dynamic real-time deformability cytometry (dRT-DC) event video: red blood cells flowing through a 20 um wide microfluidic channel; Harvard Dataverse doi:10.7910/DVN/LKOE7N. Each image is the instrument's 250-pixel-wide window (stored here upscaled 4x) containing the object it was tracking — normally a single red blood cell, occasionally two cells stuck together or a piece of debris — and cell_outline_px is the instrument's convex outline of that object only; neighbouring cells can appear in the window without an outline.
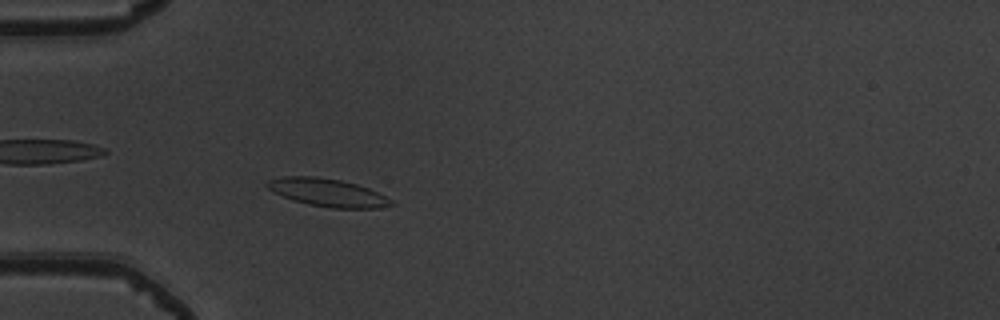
{"species": "common noctule bat (a hibernating species)", "species_latin": "Nyctalus noctula", "temperature_condition": "warm", "stored_images_in_passage": 49, "camera_frame_rate_fps": 3000, "um_per_image_px": 0.085, "animal": {"sex": "male", "body_mass_g": 19.5, "forearm_length_mm": 54.6}, "frame": {"image": 1, "passage_image": 13, "time_ms": 4.0, "image_size_px": [1000, 320], "cell_outline_px": [[396, 204], [380, 208], [332, 208], [308, 204], [292, 200], [268, 188], [264, 184], [268, 180], [284, 176], [316, 176], [340, 180], [356, 184], [368, 188], [392, 200]], "centroid_in_image_um": [27.85, 16.37], "position_along_channel_um": 57.2, "area_um2": 20.0}}
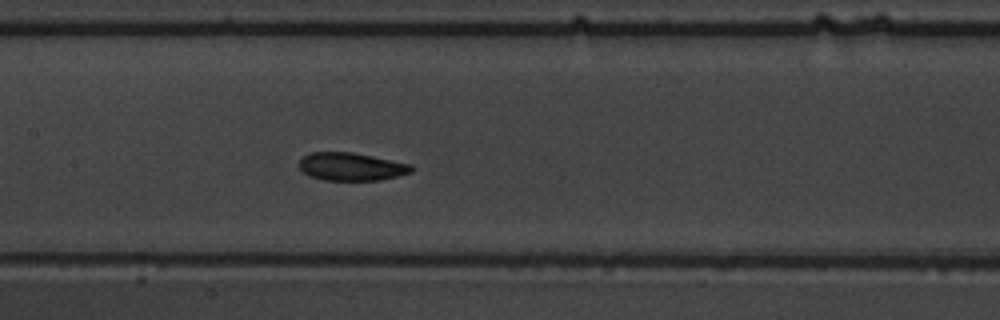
{"frame": {"image": 2, "passage_image": 23, "time_ms": 7.333, "image_size_px": [1000, 320], "cell_outline_px": [[412, 172], [380, 180], [324, 180], [308, 176], [300, 168], [300, 160], [304, 156], [312, 152], [352, 152], [412, 164]], "centroid_in_image_um": [29.86, 14.16], "position_along_channel_um": 177.5, "area_um2": 18.15}}
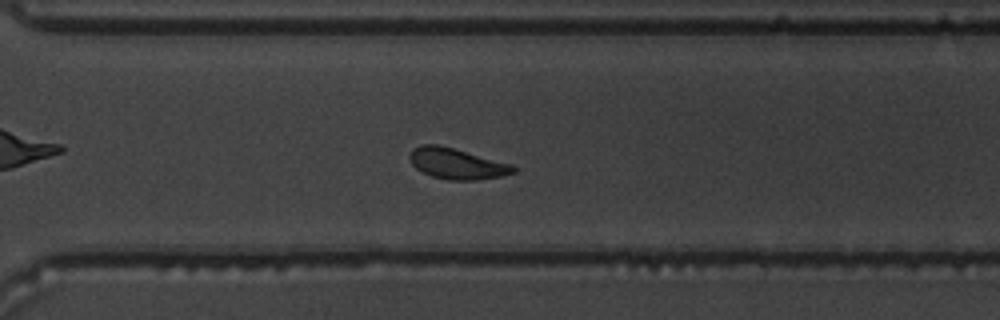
{"frame": {"image": 3, "passage_image": 35, "time_ms": 11.333, "image_size_px": [1000, 320], "cell_outline_px": [[516, 172], [504, 176], [476, 180], [448, 180], [432, 176], [416, 168], [412, 164], [408, 156], [412, 148], [420, 144], [436, 144], [452, 148], [512, 164], [516, 168]], "centroid_in_image_um": [38.82, 13.91], "position_along_channel_um": 331.8, "area_um2": 18.61}, "authors_computed_cell_mechanics": {"area_um2": 18.6116, "velocity_mm_per_s": 3.8692, "shape_relaxation_time_tau1_ms": 4.7958, "shape_relaxation_time_tau2_ms": 2.4771, "deformation_change_tau1": 0.1454, "deformation_change_tau2": 0.0647}}